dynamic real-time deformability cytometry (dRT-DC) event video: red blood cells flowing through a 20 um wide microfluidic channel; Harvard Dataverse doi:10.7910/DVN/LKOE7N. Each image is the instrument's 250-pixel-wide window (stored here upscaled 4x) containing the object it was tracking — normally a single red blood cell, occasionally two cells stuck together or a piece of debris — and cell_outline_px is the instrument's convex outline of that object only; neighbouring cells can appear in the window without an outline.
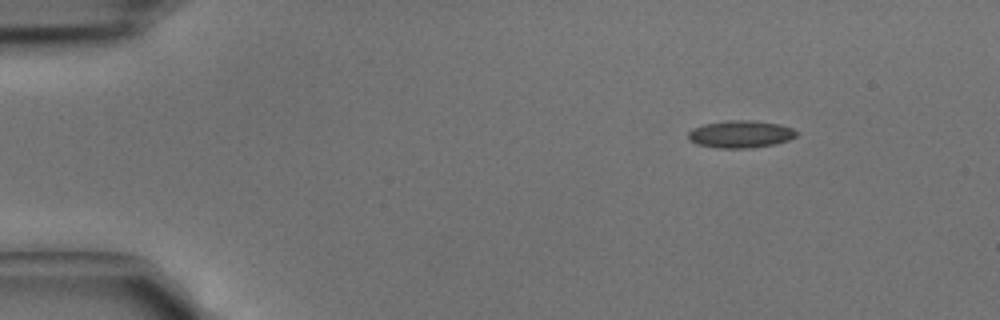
{"species": "common noctule bat (a hibernating species)", "species_latin": "Nyctalus noctula", "temperature_condition": "cold", "stored_images_in_passage": 3, "camera_frame_rate_fps": 3000, "um_per_image_px": 0.085, "animal": {"sex": "male", "body_mass_g": 15.6}, "frame": {"image": 1, "passage_image": 1, "time_ms": 0.0, "image_size_px": [1000, 320], "cell_outline_px": [[800, 132], [796, 136], [788, 140], [776, 144], [748, 148], [716, 148], [696, 144], [688, 140], [688, 132], [692, 128], [704, 124], [728, 120], [752, 120], [780, 124], [792, 128]], "centroid_in_image_um": [62.94, 11.4], "position_along_channel_um": 22.1, "area_um2": 17.46}}
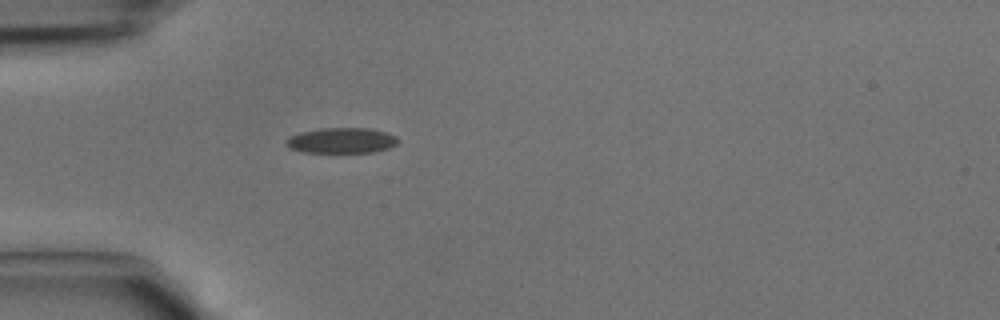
{"frame": {"image": 2, "passage_image": 3, "time_ms": 0.667, "image_size_px": [1000, 320], "cell_outline_px": [[400, 140], [396, 144], [388, 148], [372, 152], [304, 152], [292, 148], [288, 144], [288, 136], [300, 132], [320, 128], [368, 128], [384, 132], [396, 136]], "centroid_in_image_um": [29.06, 11.93], "position_along_channel_um": 55.9, "area_um2": 16.36}}